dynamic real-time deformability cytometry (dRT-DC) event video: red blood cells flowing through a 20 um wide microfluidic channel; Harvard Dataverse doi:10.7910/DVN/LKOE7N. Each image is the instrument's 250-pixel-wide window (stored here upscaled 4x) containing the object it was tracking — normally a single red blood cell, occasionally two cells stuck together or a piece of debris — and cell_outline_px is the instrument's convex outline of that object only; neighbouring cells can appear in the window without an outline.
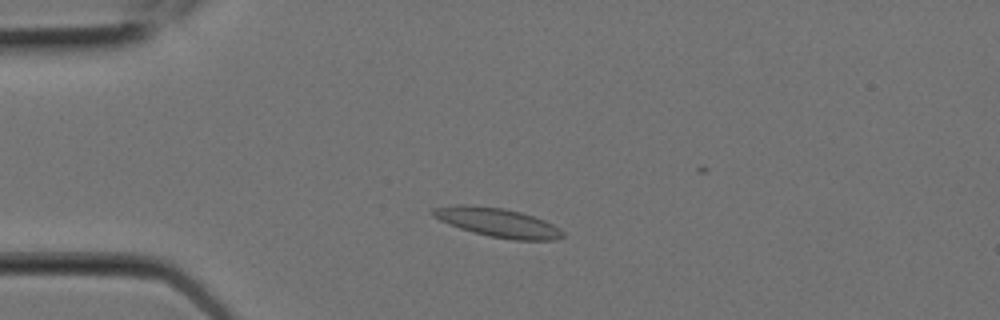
{"species": "Egyptian fruit bat (a non-hibernating species)", "species_latin": "Rousettus aegyptiacus", "temperature_condition": "room temperature", "stored_images_in_passage": 6, "camera_frame_rate_fps": 3000, "um_per_image_px": 0.085, "animal": {"sex": "female"}, "frame": {"image": 1, "passage_image": 4, "time_ms": 1.0, "image_size_px": [1000, 320], "cell_outline_px": [[564, 236], [556, 240], [512, 240], [488, 236], [472, 232], [460, 228], [440, 220], [432, 216], [432, 208], [456, 204], [464, 204], [504, 208], [520, 212], [544, 220], [560, 228], [564, 232]], "centroid_in_image_um": [42.3, 18.91], "position_along_channel_um": 42.7, "area_um2": 21.96}}